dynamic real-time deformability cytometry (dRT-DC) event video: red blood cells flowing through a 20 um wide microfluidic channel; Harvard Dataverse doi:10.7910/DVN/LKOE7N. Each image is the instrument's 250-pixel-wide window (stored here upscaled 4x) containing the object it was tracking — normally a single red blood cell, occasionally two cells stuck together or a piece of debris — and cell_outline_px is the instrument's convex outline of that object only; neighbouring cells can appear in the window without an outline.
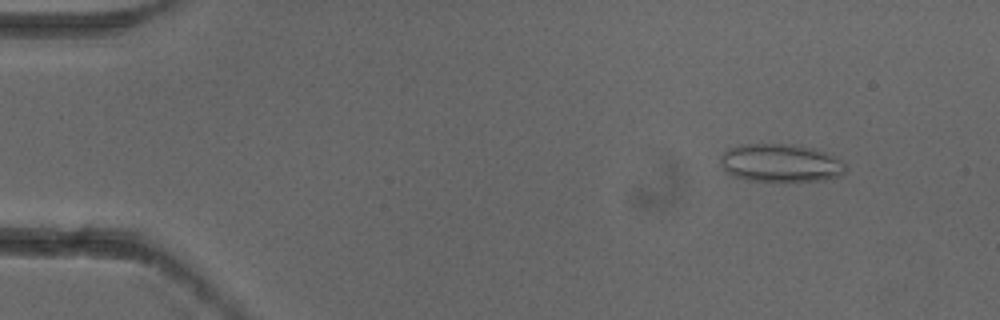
{"species": "common noctule bat (a hibernating species)", "species_latin": "Nyctalus noctula", "temperature_condition": "cold", "stored_images_in_passage": 5, "camera_frame_rate_fps": 3000, "um_per_image_px": 0.085, "animal": {"sex": "female"}, "frame": {"image": 1, "passage_image": 2, "time_ms": 0.333, "image_size_px": [1000, 320], "cell_outline_px": [[848, 168], [840, 176], [824, 180], [752, 180], [732, 176], [724, 168], [720, 160], [720, 156], [728, 148], [744, 144], [792, 144], [812, 148], [824, 152], [848, 164]], "centroid_in_image_um": [66.37, 13.84], "position_along_channel_um": 18.6, "area_um2": 27.46}}